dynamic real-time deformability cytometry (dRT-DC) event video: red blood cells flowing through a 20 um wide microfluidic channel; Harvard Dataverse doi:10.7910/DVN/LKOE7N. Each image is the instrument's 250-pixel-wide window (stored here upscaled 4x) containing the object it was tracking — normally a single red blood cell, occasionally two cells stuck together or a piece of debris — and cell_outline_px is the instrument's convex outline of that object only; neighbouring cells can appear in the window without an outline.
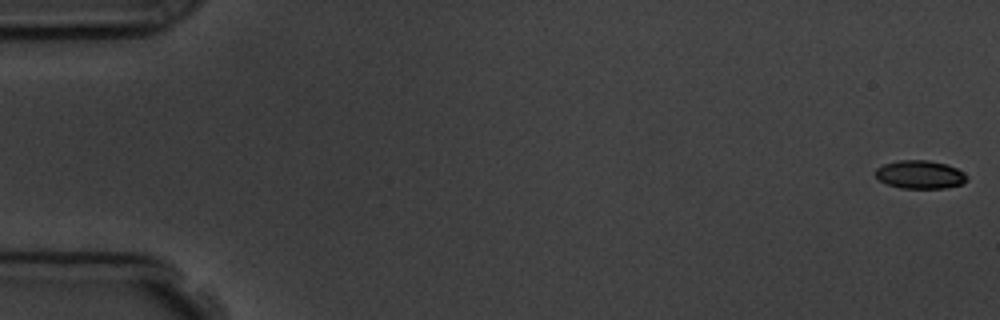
{"species": "common noctule bat (a hibernating species)", "species_latin": "Nyctalus noctula", "temperature_condition": "room temperature", "stored_images_in_passage": 6, "camera_frame_rate_fps": 3000, "um_per_image_px": 0.085, "animal": {"sex": "male", "body_mass_g": 19.5, "forearm_length_mm": 54.6}, "frame": {"image": 1, "passage_image": 1, "time_ms": 0.0, "image_size_px": [1000, 320], "cell_outline_px": [[968, 180], [964, 184], [944, 188], [900, 188], [888, 184], [880, 180], [876, 176], [876, 168], [884, 164], [900, 160], [928, 160], [944, 164], [956, 168], [964, 172], [968, 176]], "centroid_in_image_um": [78.24, 14.84], "position_along_channel_um": 6.8, "area_um2": 15.03}}
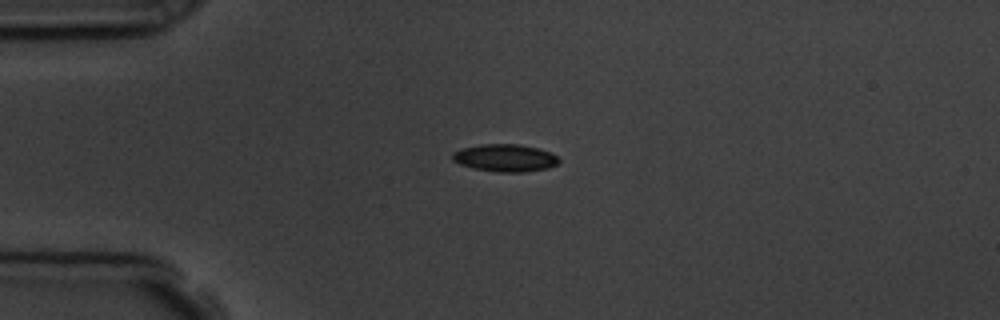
{"frame": {"image": 2, "passage_image": 5, "time_ms": 4.333, "image_size_px": [1000, 320], "cell_outline_px": [[560, 160], [556, 164], [548, 168], [524, 172], [496, 172], [472, 168], [460, 164], [452, 160], [452, 152], [464, 148], [480, 144], [520, 144], [552, 152]], "centroid_in_image_um": [42.92, 13.42], "position_along_channel_um": 42.1, "area_um2": 17.05}}